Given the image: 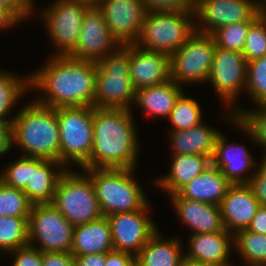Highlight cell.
Listing matches in <instances>:
<instances>
[{"label": "cell", "mask_w": 266, "mask_h": 266, "mask_svg": "<svg viewBox=\"0 0 266 266\" xmlns=\"http://www.w3.org/2000/svg\"><path fill=\"white\" fill-rule=\"evenodd\" d=\"M247 63L241 52L215 48L208 82L228 109H234L238 95L245 91Z\"/></svg>", "instance_id": "12"}, {"label": "cell", "mask_w": 266, "mask_h": 266, "mask_svg": "<svg viewBox=\"0 0 266 266\" xmlns=\"http://www.w3.org/2000/svg\"><path fill=\"white\" fill-rule=\"evenodd\" d=\"M66 167L55 160L31 157V176L23 190L32 204L52 203Z\"/></svg>", "instance_id": "22"}, {"label": "cell", "mask_w": 266, "mask_h": 266, "mask_svg": "<svg viewBox=\"0 0 266 266\" xmlns=\"http://www.w3.org/2000/svg\"><path fill=\"white\" fill-rule=\"evenodd\" d=\"M208 0H191V8L194 11L199 5L206 2Z\"/></svg>", "instance_id": "52"}, {"label": "cell", "mask_w": 266, "mask_h": 266, "mask_svg": "<svg viewBox=\"0 0 266 266\" xmlns=\"http://www.w3.org/2000/svg\"><path fill=\"white\" fill-rule=\"evenodd\" d=\"M178 266H199V263L184 257Z\"/></svg>", "instance_id": "50"}, {"label": "cell", "mask_w": 266, "mask_h": 266, "mask_svg": "<svg viewBox=\"0 0 266 266\" xmlns=\"http://www.w3.org/2000/svg\"><path fill=\"white\" fill-rule=\"evenodd\" d=\"M215 48L210 34L195 31L170 56L171 79L180 86L187 83H208Z\"/></svg>", "instance_id": "10"}, {"label": "cell", "mask_w": 266, "mask_h": 266, "mask_svg": "<svg viewBox=\"0 0 266 266\" xmlns=\"http://www.w3.org/2000/svg\"><path fill=\"white\" fill-rule=\"evenodd\" d=\"M193 10L146 11L135 44L170 56L195 32Z\"/></svg>", "instance_id": "6"}, {"label": "cell", "mask_w": 266, "mask_h": 266, "mask_svg": "<svg viewBox=\"0 0 266 266\" xmlns=\"http://www.w3.org/2000/svg\"><path fill=\"white\" fill-rule=\"evenodd\" d=\"M112 233L106 216L74 228L71 253L74 256L113 250Z\"/></svg>", "instance_id": "25"}, {"label": "cell", "mask_w": 266, "mask_h": 266, "mask_svg": "<svg viewBox=\"0 0 266 266\" xmlns=\"http://www.w3.org/2000/svg\"><path fill=\"white\" fill-rule=\"evenodd\" d=\"M19 22L3 7H0V30L9 29ZM4 28V29H3Z\"/></svg>", "instance_id": "48"}, {"label": "cell", "mask_w": 266, "mask_h": 266, "mask_svg": "<svg viewBox=\"0 0 266 266\" xmlns=\"http://www.w3.org/2000/svg\"><path fill=\"white\" fill-rule=\"evenodd\" d=\"M232 183L222 172L210 165L203 173L195 176L177 193L185 199L220 206Z\"/></svg>", "instance_id": "23"}, {"label": "cell", "mask_w": 266, "mask_h": 266, "mask_svg": "<svg viewBox=\"0 0 266 266\" xmlns=\"http://www.w3.org/2000/svg\"><path fill=\"white\" fill-rule=\"evenodd\" d=\"M57 119L60 163L67 169L70 164L82 168L89 161L93 147V106L58 107Z\"/></svg>", "instance_id": "7"}, {"label": "cell", "mask_w": 266, "mask_h": 266, "mask_svg": "<svg viewBox=\"0 0 266 266\" xmlns=\"http://www.w3.org/2000/svg\"><path fill=\"white\" fill-rule=\"evenodd\" d=\"M248 185L253 190L254 196L260 205L266 206V175L257 167L252 170L251 179Z\"/></svg>", "instance_id": "42"}, {"label": "cell", "mask_w": 266, "mask_h": 266, "mask_svg": "<svg viewBox=\"0 0 266 266\" xmlns=\"http://www.w3.org/2000/svg\"><path fill=\"white\" fill-rule=\"evenodd\" d=\"M47 60L30 74V89L41 92L34 100L52 108L94 107L97 62L55 54Z\"/></svg>", "instance_id": "1"}, {"label": "cell", "mask_w": 266, "mask_h": 266, "mask_svg": "<svg viewBox=\"0 0 266 266\" xmlns=\"http://www.w3.org/2000/svg\"><path fill=\"white\" fill-rule=\"evenodd\" d=\"M166 239L158 229L136 255V266H178L185 257L182 244L179 238Z\"/></svg>", "instance_id": "28"}, {"label": "cell", "mask_w": 266, "mask_h": 266, "mask_svg": "<svg viewBox=\"0 0 266 266\" xmlns=\"http://www.w3.org/2000/svg\"><path fill=\"white\" fill-rule=\"evenodd\" d=\"M199 266H231V265H219V264H200Z\"/></svg>", "instance_id": "53"}, {"label": "cell", "mask_w": 266, "mask_h": 266, "mask_svg": "<svg viewBox=\"0 0 266 266\" xmlns=\"http://www.w3.org/2000/svg\"><path fill=\"white\" fill-rule=\"evenodd\" d=\"M169 196L178 219L193 231L191 234L225 230L220 206L188 200L178 193Z\"/></svg>", "instance_id": "21"}, {"label": "cell", "mask_w": 266, "mask_h": 266, "mask_svg": "<svg viewBox=\"0 0 266 266\" xmlns=\"http://www.w3.org/2000/svg\"><path fill=\"white\" fill-rule=\"evenodd\" d=\"M33 0H0V7L5 8L18 22L32 15Z\"/></svg>", "instance_id": "40"}, {"label": "cell", "mask_w": 266, "mask_h": 266, "mask_svg": "<svg viewBox=\"0 0 266 266\" xmlns=\"http://www.w3.org/2000/svg\"><path fill=\"white\" fill-rule=\"evenodd\" d=\"M245 91L255 105H266V55L247 63Z\"/></svg>", "instance_id": "35"}, {"label": "cell", "mask_w": 266, "mask_h": 266, "mask_svg": "<svg viewBox=\"0 0 266 266\" xmlns=\"http://www.w3.org/2000/svg\"><path fill=\"white\" fill-rule=\"evenodd\" d=\"M32 205L23 190L0 181V217H29Z\"/></svg>", "instance_id": "34"}, {"label": "cell", "mask_w": 266, "mask_h": 266, "mask_svg": "<svg viewBox=\"0 0 266 266\" xmlns=\"http://www.w3.org/2000/svg\"><path fill=\"white\" fill-rule=\"evenodd\" d=\"M265 10L258 0H208L194 10L195 31L211 34L219 27L255 21Z\"/></svg>", "instance_id": "13"}, {"label": "cell", "mask_w": 266, "mask_h": 266, "mask_svg": "<svg viewBox=\"0 0 266 266\" xmlns=\"http://www.w3.org/2000/svg\"><path fill=\"white\" fill-rule=\"evenodd\" d=\"M149 203L140 210L118 212L107 216L112 233L114 250L136 256L150 237L158 230L150 220Z\"/></svg>", "instance_id": "14"}, {"label": "cell", "mask_w": 266, "mask_h": 266, "mask_svg": "<svg viewBox=\"0 0 266 266\" xmlns=\"http://www.w3.org/2000/svg\"><path fill=\"white\" fill-rule=\"evenodd\" d=\"M14 115L11 125V148L22 156L60 162V136L57 108L39 104L34 99Z\"/></svg>", "instance_id": "3"}, {"label": "cell", "mask_w": 266, "mask_h": 266, "mask_svg": "<svg viewBox=\"0 0 266 266\" xmlns=\"http://www.w3.org/2000/svg\"><path fill=\"white\" fill-rule=\"evenodd\" d=\"M106 253L75 256V266H105Z\"/></svg>", "instance_id": "45"}, {"label": "cell", "mask_w": 266, "mask_h": 266, "mask_svg": "<svg viewBox=\"0 0 266 266\" xmlns=\"http://www.w3.org/2000/svg\"><path fill=\"white\" fill-rule=\"evenodd\" d=\"M74 228L52 203L33 204L28 218V245L42 253L71 252Z\"/></svg>", "instance_id": "9"}, {"label": "cell", "mask_w": 266, "mask_h": 266, "mask_svg": "<svg viewBox=\"0 0 266 266\" xmlns=\"http://www.w3.org/2000/svg\"><path fill=\"white\" fill-rule=\"evenodd\" d=\"M261 160L262 161L260 162V164L258 162L259 166L257 167L266 175V152H264L263 158Z\"/></svg>", "instance_id": "51"}, {"label": "cell", "mask_w": 266, "mask_h": 266, "mask_svg": "<svg viewBox=\"0 0 266 266\" xmlns=\"http://www.w3.org/2000/svg\"><path fill=\"white\" fill-rule=\"evenodd\" d=\"M89 6L78 0H54L42 10V20L50 40L57 50L55 55H68L79 40L82 18Z\"/></svg>", "instance_id": "11"}, {"label": "cell", "mask_w": 266, "mask_h": 266, "mask_svg": "<svg viewBox=\"0 0 266 266\" xmlns=\"http://www.w3.org/2000/svg\"><path fill=\"white\" fill-rule=\"evenodd\" d=\"M91 178L102 216L140 210L148 204L143 188L134 179L136 169H80ZM133 176V177H132Z\"/></svg>", "instance_id": "4"}, {"label": "cell", "mask_w": 266, "mask_h": 266, "mask_svg": "<svg viewBox=\"0 0 266 266\" xmlns=\"http://www.w3.org/2000/svg\"><path fill=\"white\" fill-rule=\"evenodd\" d=\"M14 255L12 266H42V252L30 245L7 252Z\"/></svg>", "instance_id": "39"}, {"label": "cell", "mask_w": 266, "mask_h": 266, "mask_svg": "<svg viewBox=\"0 0 266 266\" xmlns=\"http://www.w3.org/2000/svg\"><path fill=\"white\" fill-rule=\"evenodd\" d=\"M259 206L248 184H232L220 204L224 228L234 235L247 229Z\"/></svg>", "instance_id": "19"}, {"label": "cell", "mask_w": 266, "mask_h": 266, "mask_svg": "<svg viewBox=\"0 0 266 266\" xmlns=\"http://www.w3.org/2000/svg\"><path fill=\"white\" fill-rule=\"evenodd\" d=\"M105 266H136V256L113 249L106 253Z\"/></svg>", "instance_id": "44"}, {"label": "cell", "mask_w": 266, "mask_h": 266, "mask_svg": "<svg viewBox=\"0 0 266 266\" xmlns=\"http://www.w3.org/2000/svg\"><path fill=\"white\" fill-rule=\"evenodd\" d=\"M147 11L192 10L191 0H142Z\"/></svg>", "instance_id": "41"}, {"label": "cell", "mask_w": 266, "mask_h": 266, "mask_svg": "<svg viewBox=\"0 0 266 266\" xmlns=\"http://www.w3.org/2000/svg\"><path fill=\"white\" fill-rule=\"evenodd\" d=\"M31 176V157L21 156L0 173V181L7 186L24 190Z\"/></svg>", "instance_id": "38"}, {"label": "cell", "mask_w": 266, "mask_h": 266, "mask_svg": "<svg viewBox=\"0 0 266 266\" xmlns=\"http://www.w3.org/2000/svg\"><path fill=\"white\" fill-rule=\"evenodd\" d=\"M187 259L200 264L231 265L230 252L234 247V234L221 230L212 233L191 234L188 240Z\"/></svg>", "instance_id": "20"}, {"label": "cell", "mask_w": 266, "mask_h": 266, "mask_svg": "<svg viewBox=\"0 0 266 266\" xmlns=\"http://www.w3.org/2000/svg\"><path fill=\"white\" fill-rule=\"evenodd\" d=\"M242 54L247 62L266 55V10L250 25Z\"/></svg>", "instance_id": "37"}, {"label": "cell", "mask_w": 266, "mask_h": 266, "mask_svg": "<svg viewBox=\"0 0 266 266\" xmlns=\"http://www.w3.org/2000/svg\"><path fill=\"white\" fill-rule=\"evenodd\" d=\"M82 172L66 169L58 181L52 202L73 226L102 217L94 184L89 175Z\"/></svg>", "instance_id": "8"}, {"label": "cell", "mask_w": 266, "mask_h": 266, "mask_svg": "<svg viewBox=\"0 0 266 266\" xmlns=\"http://www.w3.org/2000/svg\"><path fill=\"white\" fill-rule=\"evenodd\" d=\"M234 248L243 266H266V234L240 230L234 235Z\"/></svg>", "instance_id": "31"}, {"label": "cell", "mask_w": 266, "mask_h": 266, "mask_svg": "<svg viewBox=\"0 0 266 266\" xmlns=\"http://www.w3.org/2000/svg\"><path fill=\"white\" fill-rule=\"evenodd\" d=\"M266 8V0H258Z\"/></svg>", "instance_id": "54"}, {"label": "cell", "mask_w": 266, "mask_h": 266, "mask_svg": "<svg viewBox=\"0 0 266 266\" xmlns=\"http://www.w3.org/2000/svg\"><path fill=\"white\" fill-rule=\"evenodd\" d=\"M211 160L212 165L218 168L232 184H248L251 179L249 171L258 166L243 144L234 141L228 143L221 132L216 139Z\"/></svg>", "instance_id": "18"}, {"label": "cell", "mask_w": 266, "mask_h": 266, "mask_svg": "<svg viewBox=\"0 0 266 266\" xmlns=\"http://www.w3.org/2000/svg\"><path fill=\"white\" fill-rule=\"evenodd\" d=\"M132 110L93 107V147L81 169H135L139 142Z\"/></svg>", "instance_id": "2"}, {"label": "cell", "mask_w": 266, "mask_h": 266, "mask_svg": "<svg viewBox=\"0 0 266 266\" xmlns=\"http://www.w3.org/2000/svg\"><path fill=\"white\" fill-rule=\"evenodd\" d=\"M29 217H0V251L5 253L28 245Z\"/></svg>", "instance_id": "33"}, {"label": "cell", "mask_w": 266, "mask_h": 266, "mask_svg": "<svg viewBox=\"0 0 266 266\" xmlns=\"http://www.w3.org/2000/svg\"><path fill=\"white\" fill-rule=\"evenodd\" d=\"M42 266H75V256L71 252H44Z\"/></svg>", "instance_id": "43"}, {"label": "cell", "mask_w": 266, "mask_h": 266, "mask_svg": "<svg viewBox=\"0 0 266 266\" xmlns=\"http://www.w3.org/2000/svg\"><path fill=\"white\" fill-rule=\"evenodd\" d=\"M252 233L266 234V206L260 205L247 228Z\"/></svg>", "instance_id": "46"}, {"label": "cell", "mask_w": 266, "mask_h": 266, "mask_svg": "<svg viewBox=\"0 0 266 266\" xmlns=\"http://www.w3.org/2000/svg\"><path fill=\"white\" fill-rule=\"evenodd\" d=\"M253 22H238L219 27L210 34L214 39L215 46L242 53L249 27Z\"/></svg>", "instance_id": "36"}, {"label": "cell", "mask_w": 266, "mask_h": 266, "mask_svg": "<svg viewBox=\"0 0 266 266\" xmlns=\"http://www.w3.org/2000/svg\"><path fill=\"white\" fill-rule=\"evenodd\" d=\"M184 92L172 79L165 83L136 90L134 106L157 118H168L176 100Z\"/></svg>", "instance_id": "26"}, {"label": "cell", "mask_w": 266, "mask_h": 266, "mask_svg": "<svg viewBox=\"0 0 266 266\" xmlns=\"http://www.w3.org/2000/svg\"><path fill=\"white\" fill-rule=\"evenodd\" d=\"M99 9L121 45L134 44L138 40L147 11L142 0H104Z\"/></svg>", "instance_id": "16"}, {"label": "cell", "mask_w": 266, "mask_h": 266, "mask_svg": "<svg viewBox=\"0 0 266 266\" xmlns=\"http://www.w3.org/2000/svg\"><path fill=\"white\" fill-rule=\"evenodd\" d=\"M185 93L178 97L167 118L172 125L169 131L187 130L202 123V110L199 103L194 98L187 97Z\"/></svg>", "instance_id": "32"}, {"label": "cell", "mask_w": 266, "mask_h": 266, "mask_svg": "<svg viewBox=\"0 0 266 266\" xmlns=\"http://www.w3.org/2000/svg\"><path fill=\"white\" fill-rule=\"evenodd\" d=\"M28 76V77H27ZM20 78L13 72L0 71V124L12 125L13 117H7L13 106L30 89V75ZM20 99V100H19Z\"/></svg>", "instance_id": "30"}, {"label": "cell", "mask_w": 266, "mask_h": 266, "mask_svg": "<svg viewBox=\"0 0 266 266\" xmlns=\"http://www.w3.org/2000/svg\"><path fill=\"white\" fill-rule=\"evenodd\" d=\"M173 155H205L211 159L215 150L216 139L221 131L201 124L182 131H169Z\"/></svg>", "instance_id": "27"}, {"label": "cell", "mask_w": 266, "mask_h": 266, "mask_svg": "<svg viewBox=\"0 0 266 266\" xmlns=\"http://www.w3.org/2000/svg\"><path fill=\"white\" fill-rule=\"evenodd\" d=\"M170 169L167 175L159 176L156 181L164 192L168 195L177 193L183 186L191 181L195 176L203 173L210 165L212 160L209 156L193 154L173 155L170 162Z\"/></svg>", "instance_id": "24"}, {"label": "cell", "mask_w": 266, "mask_h": 266, "mask_svg": "<svg viewBox=\"0 0 266 266\" xmlns=\"http://www.w3.org/2000/svg\"><path fill=\"white\" fill-rule=\"evenodd\" d=\"M257 107L248 111L234 108L233 112H229L223 119H229L231 125L234 124L243 133L245 132L248 138L253 139L252 141L263 147L266 152V105H257Z\"/></svg>", "instance_id": "29"}, {"label": "cell", "mask_w": 266, "mask_h": 266, "mask_svg": "<svg viewBox=\"0 0 266 266\" xmlns=\"http://www.w3.org/2000/svg\"><path fill=\"white\" fill-rule=\"evenodd\" d=\"M120 46L110 32L99 7H89L82 18L78 43L68 56L98 62Z\"/></svg>", "instance_id": "15"}, {"label": "cell", "mask_w": 266, "mask_h": 266, "mask_svg": "<svg viewBox=\"0 0 266 266\" xmlns=\"http://www.w3.org/2000/svg\"><path fill=\"white\" fill-rule=\"evenodd\" d=\"M89 7H99L104 0H78Z\"/></svg>", "instance_id": "49"}, {"label": "cell", "mask_w": 266, "mask_h": 266, "mask_svg": "<svg viewBox=\"0 0 266 266\" xmlns=\"http://www.w3.org/2000/svg\"><path fill=\"white\" fill-rule=\"evenodd\" d=\"M130 44L121 45L97 62L94 107L132 110L136 90L130 78Z\"/></svg>", "instance_id": "5"}, {"label": "cell", "mask_w": 266, "mask_h": 266, "mask_svg": "<svg viewBox=\"0 0 266 266\" xmlns=\"http://www.w3.org/2000/svg\"><path fill=\"white\" fill-rule=\"evenodd\" d=\"M130 78L135 90L171 79L170 55L130 44Z\"/></svg>", "instance_id": "17"}, {"label": "cell", "mask_w": 266, "mask_h": 266, "mask_svg": "<svg viewBox=\"0 0 266 266\" xmlns=\"http://www.w3.org/2000/svg\"><path fill=\"white\" fill-rule=\"evenodd\" d=\"M11 150V126L0 124V156Z\"/></svg>", "instance_id": "47"}]
</instances>
